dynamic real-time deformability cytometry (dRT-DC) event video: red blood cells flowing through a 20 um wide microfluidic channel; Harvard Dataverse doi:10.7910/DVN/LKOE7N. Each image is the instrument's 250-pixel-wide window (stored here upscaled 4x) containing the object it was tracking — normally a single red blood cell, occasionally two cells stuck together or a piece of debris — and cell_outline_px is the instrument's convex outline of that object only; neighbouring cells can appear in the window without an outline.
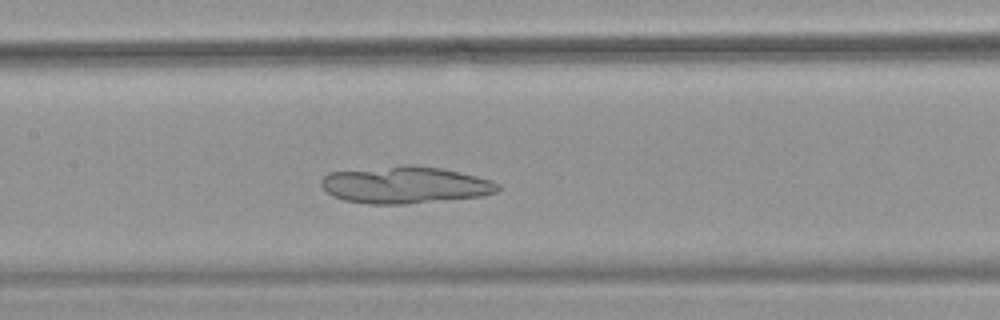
{"species": "common noctule bat (a hibernating species)", "species_latin": "Nyctalus noctula", "temperature_condition": "warm", "stored_images_in_passage": 49, "camera_frame_rate_fps": 3000, "um_per_image_px": 0.085, "animal": {"sex": "female", "body_mass_g": 18.4}, "frame": {"image": 1, "passage_image": 21, "time_ms": 6.667, "image_size_px": [1000, 320], "cell_outline_px": [[500, 188], [496, 192], [480, 196], [404, 204], [368, 204], [344, 200], [332, 196], [320, 184], [320, 180], [328, 172], [400, 164], [412, 164], [440, 168], [460, 172], [492, 180], [500, 184]], "centroid_in_image_um": [34.4, 15.7], "position_along_channel_um": 173.0, "area_um2": 38.32}}
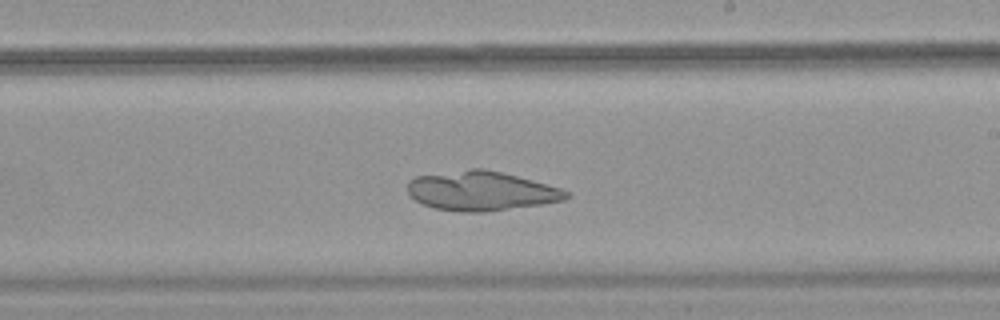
{"frame": {"image": 2, "passage_image": 27, "time_ms": 8.667, "image_size_px": [1000, 320], "cell_outline_px": [[572, 196], [564, 200], [544, 204], [484, 212], [460, 212], [436, 208], [424, 204], [416, 200], [408, 192], [408, 180], [416, 176], [472, 168], [484, 168], [532, 180], [560, 188], [568, 192]], "centroid_in_image_um": [40.91, 16.23], "position_along_channel_um": 248.1, "area_um2": 36.24}}
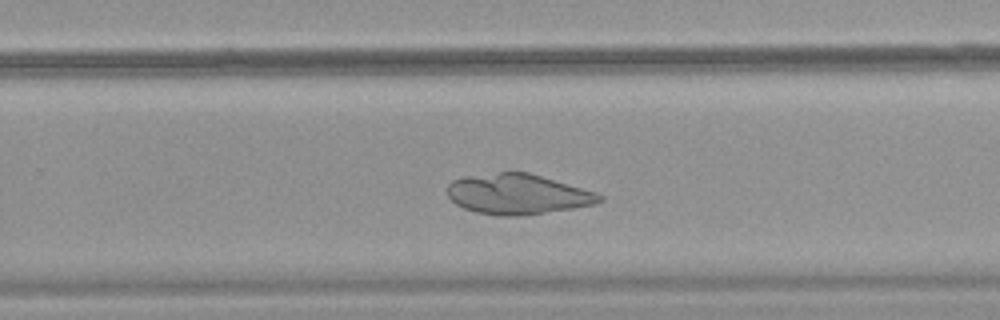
{"frame": {"image": 3, "passage_image": 30, "time_ms": 9.667, "image_size_px": [1000, 320], "cell_outline_px": [[604, 200], [596, 204], [572, 208], [520, 216], [500, 216], [476, 212], [464, 208], [456, 204], [448, 196], [448, 184], [452, 180], [464, 176], [500, 172], [528, 172], [596, 192], [604, 196]], "centroid_in_image_um": [44.0, 16.5], "position_along_channel_um": 285.8, "area_um2": 35.66}}